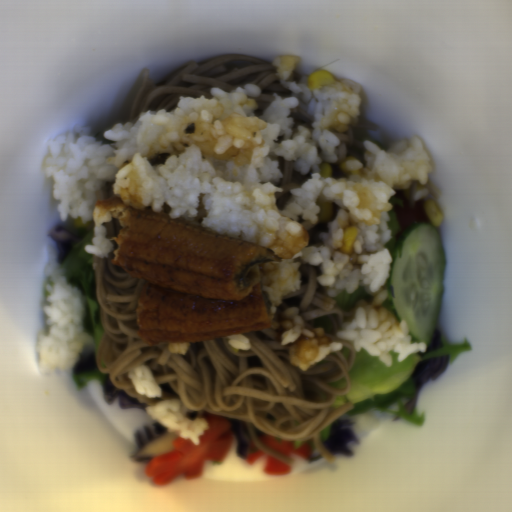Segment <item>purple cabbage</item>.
<instances>
[{
	"instance_id": "1",
	"label": "purple cabbage",
	"mask_w": 512,
	"mask_h": 512,
	"mask_svg": "<svg viewBox=\"0 0 512 512\" xmlns=\"http://www.w3.org/2000/svg\"><path fill=\"white\" fill-rule=\"evenodd\" d=\"M152 425L155 431V436L153 435L150 427L145 425L142 426V430L147 437L146 440L143 439L137 430L133 432L137 451L131 455L130 458L132 460H152L158 455L173 451L174 439L179 435L174 432H168V430L158 422H155Z\"/></svg>"
},
{
	"instance_id": "2",
	"label": "purple cabbage",
	"mask_w": 512,
	"mask_h": 512,
	"mask_svg": "<svg viewBox=\"0 0 512 512\" xmlns=\"http://www.w3.org/2000/svg\"><path fill=\"white\" fill-rule=\"evenodd\" d=\"M356 421L339 417L326 428L320 431L319 441L323 448L331 456L334 454H344L352 457L353 451L349 449L348 443L357 442L358 438L351 430L350 426L356 425Z\"/></svg>"
},
{
	"instance_id": "3",
	"label": "purple cabbage",
	"mask_w": 512,
	"mask_h": 512,
	"mask_svg": "<svg viewBox=\"0 0 512 512\" xmlns=\"http://www.w3.org/2000/svg\"><path fill=\"white\" fill-rule=\"evenodd\" d=\"M451 357L450 355L434 356L418 361L412 374L415 392L412 398L404 405L405 410L412 414L418 399V395L427 381H436L446 371Z\"/></svg>"
},
{
	"instance_id": "4",
	"label": "purple cabbage",
	"mask_w": 512,
	"mask_h": 512,
	"mask_svg": "<svg viewBox=\"0 0 512 512\" xmlns=\"http://www.w3.org/2000/svg\"><path fill=\"white\" fill-rule=\"evenodd\" d=\"M47 235L52 241L56 242V260L59 263H62L72 250L73 246L81 241V238L78 235L61 225L52 227Z\"/></svg>"
},
{
	"instance_id": "5",
	"label": "purple cabbage",
	"mask_w": 512,
	"mask_h": 512,
	"mask_svg": "<svg viewBox=\"0 0 512 512\" xmlns=\"http://www.w3.org/2000/svg\"><path fill=\"white\" fill-rule=\"evenodd\" d=\"M103 394L105 403L108 406H111L116 398H118L119 409H140L146 411V407H148L127 394L124 390L117 389L111 382L109 373L105 376Z\"/></svg>"
},
{
	"instance_id": "6",
	"label": "purple cabbage",
	"mask_w": 512,
	"mask_h": 512,
	"mask_svg": "<svg viewBox=\"0 0 512 512\" xmlns=\"http://www.w3.org/2000/svg\"><path fill=\"white\" fill-rule=\"evenodd\" d=\"M226 419L230 425L229 431L233 434L237 441L236 454L238 457L246 459L250 443L253 439L250 436L244 421L239 418L232 417H226Z\"/></svg>"
},
{
	"instance_id": "7",
	"label": "purple cabbage",
	"mask_w": 512,
	"mask_h": 512,
	"mask_svg": "<svg viewBox=\"0 0 512 512\" xmlns=\"http://www.w3.org/2000/svg\"><path fill=\"white\" fill-rule=\"evenodd\" d=\"M441 348H443L442 336H441V332L439 331V329L436 326L430 343L426 344L425 351L424 352H416V353L418 355L422 356V355L440 350Z\"/></svg>"
}]
</instances>
